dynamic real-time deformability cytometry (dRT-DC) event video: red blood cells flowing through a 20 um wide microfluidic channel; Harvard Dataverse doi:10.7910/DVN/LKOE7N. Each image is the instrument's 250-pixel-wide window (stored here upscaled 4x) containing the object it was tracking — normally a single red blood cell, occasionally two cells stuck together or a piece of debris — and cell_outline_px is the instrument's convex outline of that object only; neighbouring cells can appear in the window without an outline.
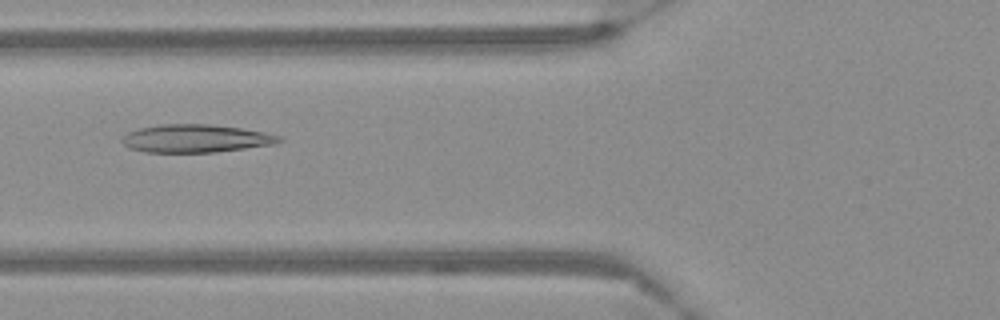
{"species": "Egyptian fruit bat (a non-hibernating species)", "species_latin": "Rousettus aegyptiacus", "temperature_condition": "warm", "stored_images_in_passage": 57, "camera_frame_rate_fps": 3000, "um_per_image_px": 0.085, "frame": {"image": 1, "passage_image": 22, "time_ms": 7.0, "image_size_px": [1000, 320], "cell_outline_px": [[284, 140], [276, 144], [216, 152], [144, 152], [132, 148], [124, 144], [120, 140], [128, 132], [140, 128], [160, 124], [208, 124], [240, 128], [264, 132], [280, 136]], "centroid_in_image_um": [16.66, 11.77], "position_along_channel_um": 109.1, "area_um2": 25.49}}
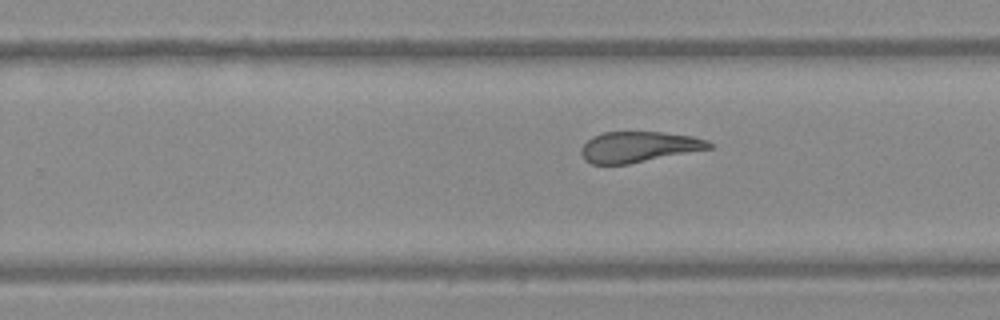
{"frame": {"image": 2, "passage_image": 36, "time_ms": 11.667, "image_size_px": [1000, 320], "cell_outline_px": [[712, 148], [628, 164], [592, 164], [584, 160], [580, 152], [580, 148], [592, 136], [604, 132], [660, 132], [692, 136], [708, 140], [712, 144]], "centroid_in_image_um": [54.26, 12.48], "position_along_channel_um": 275.5, "area_um2": 22.83}}
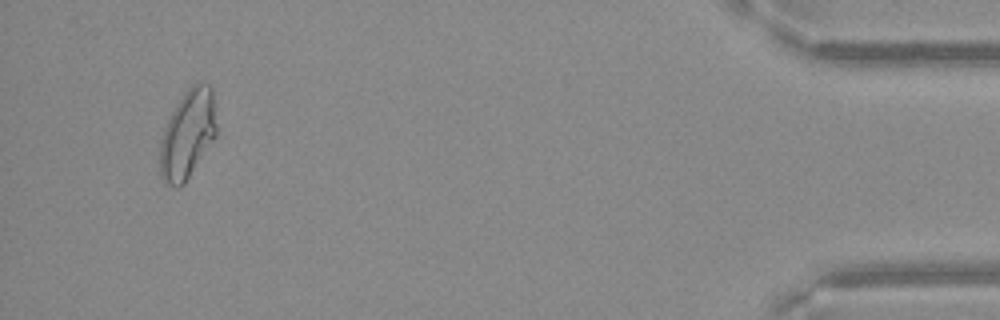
{"frame": {"image": 3, "passage_image": 54, "time_ms": 17.667, "image_size_px": [1000, 320], "cell_outline_px": [[216, 136], [184, 184], [180, 188], [176, 188], [164, 184], [160, 176], [160, 140], [164, 128], [176, 104], [184, 92], [196, 80], [208, 84], [212, 88], [216, 124]], "centroid_in_image_um": [15.93, 11.42], "position_along_channel_um": 419.3, "area_um2": 29.42}}